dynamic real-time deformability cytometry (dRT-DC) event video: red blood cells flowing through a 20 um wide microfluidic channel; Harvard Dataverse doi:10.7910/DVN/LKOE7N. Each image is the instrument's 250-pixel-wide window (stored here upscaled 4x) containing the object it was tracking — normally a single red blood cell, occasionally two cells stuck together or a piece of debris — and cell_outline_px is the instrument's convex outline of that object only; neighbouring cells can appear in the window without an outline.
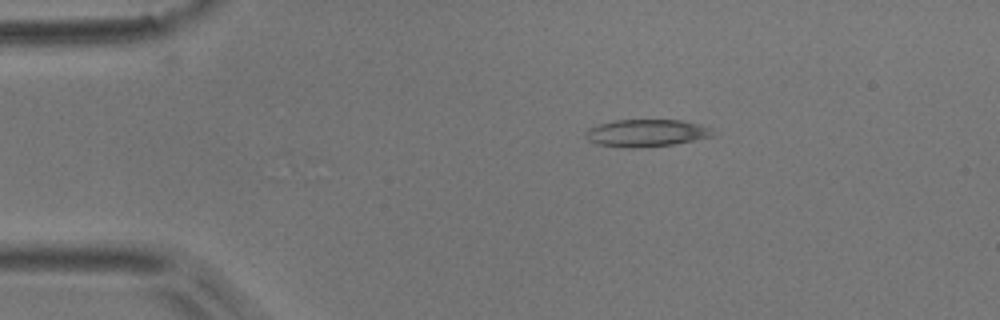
{"species": "common noctule bat (a hibernating species)", "species_latin": "Nyctalus noctula", "temperature_condition": "room temperature", "stored_images_in_passage": 6, "camera_frame_rate_fps": 3000, "um_per_image_px": 0.085, "animal": {"sex": "male", "body_mass_g": 17.9}, "frame": {"image": 1, "passage_image": 1, "time_ms": 0.0, "image_size_px": [1000, 320], "cell_outline_px": [[712, 136], [672, 144], [636, 148], [624, 148], [596, 144], [588, 140], [584, 136], [584, 132], [588, 128], [600, 124], [616, 120], [684, 120], [700, 124], [712, 128]], "centroid_in_image_um": [54.89, 11.3], "position_along_channel_um": 30.1, "area_um2": 20.23}}
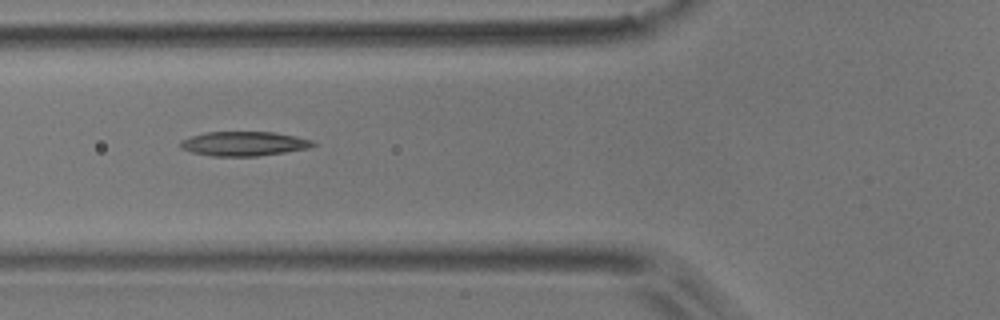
{"frame": {"image": 2, "passage_image": 4, "time_ms": 1.0, "image_size_px": [1000, 320], "cell_outline_px": [[316, 144], [308, 148], [284, 152], [256, 156], [212, 156], [192, 152], [180, 148], [180, 144], [184, 140], [192, 136], [204, 132], [272, 132], [296, 136], [312, 140]], "centroid_in_image_um": [20.73, 12.21], "position_along_channel_um": 105.1, "area_um2": 18.61}}
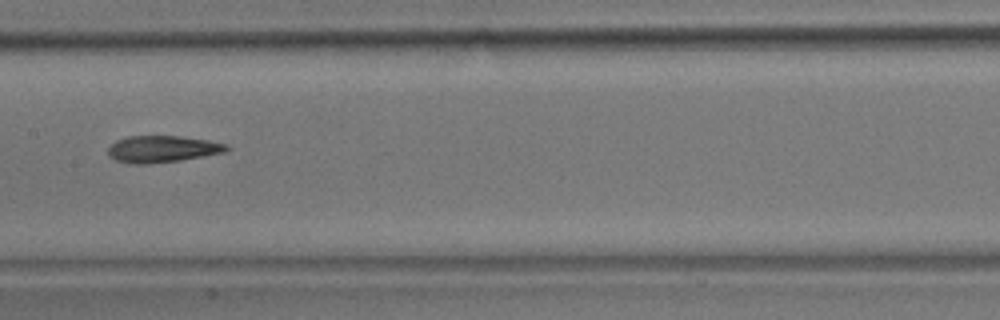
{"frame": {"image": 3, "passage_image": 6, "time_ms": 1.667, "image_size_px": [1000, 320], "cell_outline_px": [[232, 148], [224, 152], [204, 156], [180, 160], [148, 164], [132, 164], [116, 160], [108, 156], [108, 148], [116, 140], [128, 136], [176, 136], [208, 140], [228, 144]], "centroid_in_image_um": [13.8, 12.67], "position_along_channel_um": 193.6, "area_um2": 18.5}}